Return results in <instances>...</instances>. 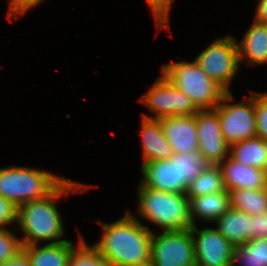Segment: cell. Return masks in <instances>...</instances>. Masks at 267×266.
<instances>
[{"label": "cell", "instance_id": "6da1fadb", "mask_svg": "<svg viewBox=\"0 0 267 266\" xmlns=\"http://www.w3.org/2000/svg\"><path fill=\"white\" fill-rule=\"evenodd\" d=\"M91 186L65 179L50 195L39 200L25 202L17 207V227L24 232L20 238L23 246H31L42 242L57 244L63 239L64 225L57 209L59 198L71 193L86 192Z\"/></svg>", "mask_w": 267, "mask_h": 266}, {"label": "cell", "instance_id": "7a4b0ae2", "mask_svg": "<svg viewBox=\"0 0 267 266\" xmlns=\"http://www.w3.org/2000/svg\"><path fill=\"white\" fill-rule=\"evenodd\" d=\"M129 211L112 223L99 222L101 238L94 246L112 266H150L152 231Z\"/></svg>", "mask_w": 267, "mask_h": 266}, {"label": "cell", "instance_id": "3957f363", "mask_svg": "<svg viewBox=\"0 0 267 266\" xmlns=\"http://www.w3.org/2000/svg\"><path fill=\"white\" fill-rule=\"evenodd\" d=\"M140 185L170 193H186L189 184L210 163L199 152L174 153L170 159L141 164Z\"/></svg>", "mask_w": 267, "mask_h": 266}, {"label": "cell", "instance_id": "277c9868", "mask_svg": "<svg viewBox=\"0 0 267 266\" xmlns=\"http://www.w3.org/2000/svg\"><path fill=\"white\" fill-rule=\"evenodd\" d=\"M137 193L139 217L147 219L163 231L188 230L192 227L186 193L164 192L145 185H139Z\"/></svg>", "mask_w": 267, "mask_h": 266}, {"label": "cell", "instance_id": "5b68a950", "mask_svg": "<svg viewBox=\"0 0 267 266\" xmlns=\"http://www.w3.org/2000/svg\"><path fill=\"white\" fill-rule=\"evenodd\" d=\"M65 178L43 169L21 166L0 168V195L16 207L50 195Z\"/></svg>", "mask_w": 267, "mask_h": 266}, {"label": "cell", "instance_id": "8992f818", "mask_svg": "<svg viewBox=\"0 0 267 266\" xmlns=\"http://www.w3.org/2000/svg\"><path fill=\"white\" fill-rule=\"evenodd\" d=\"M161 73L200 109H215L227 91L208 76L194 60L165 63Z\"/></svg>", "mask_w": 267, "mask_h": 266}, {"label": "cell", "instance_id": "52a82bcc", "mask_svg": "<svg viewBox=\"0 0 267 266\" xmlns=\"http://www.w3.org/2000/svg\"><path fill=\"white\" fill-rule=\"evenodd\" d=\"M195 61L208 76L230 92V84L240 67L234 36L227 35L214 40L199 53Z\"/></svg>", "mask_w": 267, "mask_h": 266}, {"label": "cell", "instance_id": "ba28073f", "mask_svg": "<svg viewBox=\"0 0 267 266\" xmlns=\"http://www.w3.org/2000/svg\"><path fill=\"white\" fill-rule=\"evenodd\" d=\"M239 103H229L234 96L227 92L214 109L220 121L223 137L229 146L256 136L254 92Z\"/></svg>", "mask_w": 267, "mask_h": 266}, {"label": "cell", "instance_id": "9c48e42d", "mask_svg": "<svg viewBox=\"0 0 267 266\" xmlns=\"http://www.w3.org/2000/svg\"><path fill=\"white\" fill-rule=\"evenodd\" d=\"M139 101L147 106L150 113L155 114L154 117H151L142 113V117L152 119L194 115L200 110L185 93L176 88L163 74L139 98Z\"/></svg>", "mask_w": 267, "mask_h": 266}, {"label": "cell", "instance_id": "30bf717a", "mask_svg": "<svg viewBox=\"0 0 267 266\" xmlns=\"http://www.w3.org/2000/svg\"><path fill=\"white\" fill-rule=\"evenodd\" d=\"M193 238L188 230L152 233L150 266H195Z\"/></svg>", "mask_w": 267, "mask_h": 266}, {"label": "cell", "instance_id": "8fae6325", "mask_svg": "<svg viewBox=\"0 0 267 266\" xmlns=\"http://www.w3.org/2000/svg\"><path fill=\"white\" fill-rule=\"evenodd\" d=\"M196 266H232L234 246L216 229L192 225Z\"/></svg>", "mask_w": 267, "mask_h": 266}, {"label": "cell", "instance_id": "7c38bea8", "mask_svg": "<svg viewBox=\"0 0 267 266\" xmlns=\"http://www.w3.org/2000/svg\"><path fill=\"white\" fill-rule=\"evenodd\" d=\"M198 151L212 165H219L229 156L230 146L225 141L219 116L214 109L199 110L195 114Z\"/></svg>", "mask_w": 267, "mask_h": 266}, {"label": "cell", "instance_id": "4fadbf2b", "mask_svg": "<svg viewBox=\"0 0 267 266\" xmlns=\"http://www.w3.org/2000/svg\"><path fill=\"white\" fill-rule=\"evenodd\" d=\"M173 153L198 151L197 125L194 115L170 116L159 119Z\"/></svg>", "mask_w": 267, "mask_h": 266}, {"label": "cell", "instance_id": "5bb4252c", "mask_svg": "<svg viewBox=\"0 0 267 266\" xmlns=\"http://www.w3.org/2000/svg\"><path fill=\"white\" fill-rule=\"evenodd\" d=\"M219 167L222 171L225 189H264L267 188V171L243 165L230 156L225 158Z\"/></svg>", "mask_w": 267, "mask_h": 266}, {"label": "cell", "instance_id": "9a60e30c", "mask_svg": "<svg viewBox=\"0 0 267 266\" xmlns=\"http://www.w3.org/2000/svg\"><path fill=\"white\" fill-rule=\"evenodd\" d=\"M143 163L170 159L174 154L159 119L142 118L140 127Z\"/></svg>", "mask_w": 267, "mask_h": 266}, {"label": "cell", "instance_id": "2e32d148", "mask_svg": "<svg viewBox=\"0 0 267 266\" xmlns=\"http://www.w3.org/2000/svg\"><path fill=\"white\" fill-rule=\"evenodd\" d=\"M238 46L239 62L247 60V65H264L267 63V24L253 21L245 32Z\"/></svg>", "mask_w": 267, "mask_h": 266}, {"label": "cell", "instance_id": "e0dca14e", "mask_svg": "<svg viewBox=\"0 0 267 266\" xmlns=\"http://www.w3.org/2000/svg\"><path fill=\"white\" fill-rule=\"evenodd\" d=\"M217 230L233 245H240L253 239L252 216L234 208L215 222Z\"/></svg>", "mask_w": 267, "mask_h": 266}, {"label": "cell", "instance_id": "ac0fdd59", "mask_svg": "<svg viewBox=\"0 0 267 266\" xmlns=\"http://www.w3.org/2000/svg\"><path fill=\"white\" fill-rule=\"evenodd\" d=\"M230 208V194L228 191L207 194L189 198L190 219L196 225V219L215 222Z\"/></svg>", "mask_w": 267, "mask_h": 266}, {"label": "cell", "instance_id": "d6986e66", "mask_svg": "<svg viewBox=\"0 0 267 266\" xmlns=\"http://www.w3.org/2000/svg\"><path fill=\"white\" fill-rule=\"evenodd\" d=\"M74 247L72 240L57 244H35L23 246L31 266H68L71 250Z\"/></svg>", "mask_w": 267, "mask_h": 266}, {"label": "cell", "instance_id": "ffe728a7", "mask_svg": "<svg viewBox=\"0 0 267 266\" xmlns=\"http://www.w3.org/2000/svg\"><path fill=\"white\" fill-rule=\"evenodd\" d=\"M229 156L237 162L267 171V142L252 137L230 146Z\"/></svg>", "mask_w": 267, "mask_h": 266}, {"label": "cell", "instance_id": "44dd1931", "mask_svg": "<svg viewBox=\"0 0 267 266\" xmlns=\"http://www.w3.org/2000/svg\"><path fill=\"white\" fill-rule=\"evenodd\" d=\"M230 207L251 216L267 213V188L229 191Z\"/></svg>", "mask_w": 267, "mask_h": 266}, {"label": "cell", "instance_id": "7402d4cb", "mask_svg": "<svg viewBox=\"0 0 267 266\" xmlns=\"http://www.w3.org/2000/svg\"><path fill=\"white\" fill-rule=\"evenodd\" d=\"M227 191L224 186L222 171L219 165L210 164L188 186V198Z\"/></svg>", "mask_w": 267, "mask_h": 266}, {"label": "cell", "instance_id": "603a6c76", "mask_svg": "<svg viewBox=\"0 0 267 266\" xmlns=\"http://www.w3.org/2000/svg\"><path fill=\"white\" fill-rule=\"evenodd\" d=\"M79 235L78 245L71 250L68 266H112L94 245H87L83 236Z\"/></svg>", "mask_w": 267, "mask_h": 266}, {"label": "cell", "instance_id": "cb8c5ba5", "mask_svg": "<svg viewBox=\"0 0 267 266\" xmlns=\"http://www.w3.org/2000/svg\"><path fill=\"white\" fill-rule=\"evenodd\" d=\"M236 264L239 266H267L260 260L259 238L234 246L232 266Z\"/></svg>", "mask_w": 267, "mask_h": 266}, {"label": "cell", "instance_id": "d4e9b609", "mask_svg": "<svg viewBox=\"0 0 267 266\" xmlns=\"http://www.w3.org/2000/svg\"><path fill=\"white\" fill-rule=\"evenodd\" d=\"M256 136L267 142V92H254Z\"/></svg>", "mask_w": 267, "mask_h": 266}, {"label": "cell", "instance_id": "484cf974", "mask_svg": "<svg viewBox=\"0 0 267 266\" xmlns=\"http://www.w3.org/2000/svg\"><path fill=\"white\" fill-rule=\"evenodd\" d=\"M22 242L7 228L0 229V264L8 262L22 250Z\"/></svg>", "mask_w": 267, "mask_h": 266}, {"label": "cell", "instance_id": "4316f807", "mask_svg": "<svg viewBox=\"0 0 267 266\" xmlns=\"http://www.w3.org/2000/svg\"><path fill=\"white\" fill-rule=\"evenodd\" d=\"M149 8L154 14L156 29H170L169 16L173 0H147Z\"/></svg>", "mask_w": 267, "mask_h": 266}, {"label": "cell", "instance_id": "83f0119b", "mask_svg": "<svg viewBox=\"0 0 267 266\" xmlns=\"http://www.w3.org/2000/svg\"><path fill=\"white\" fill-rule=\"evenodd\" d=\"M44 0H8L7 19L12 22V19H18L23 16L31 8L38 6Z\"/></svg>", "mask_w": 267, "mask_h": 266}, {"label": "cell", "instance_id": "f1b7e54d", "mask_svg": "<svg viewBox=\"0 0 267 266\" xmlns=\"http://www.w3.org/2000/svg\"><path fill=\"white\" fill-rule=\"evenodd\" d=\"M17 224V207L10 201L0 195V229L5 225Z\"/></svg>", "mask_w": 267, "mask_h": 266}, {"label": "cell", "instance_id": "f546056e", "mask_svg": "<svg viewBox=\"0 0 267 266\" xmlns=\"http://www.w3.org/2000/svg\"><path fill=\"white\" fill-rule=\"evenodd\" d=\"M253 239L267 237V213L252 216Z\"/></svg>", "mask_w": 267, "mask_h": 266}, {"label": "cell", "instance_id": "4dcf8cb0", "mask_svg": "<svg viewBox=\"0 0 267 266\" xmlns=\"http://www.w3.org/2000/svg\"><path fill=\"white\" fill-rule=\"evenodd\" d=\"M0 266H31L27 254L21 250L15 257L8 262L0 264Z\"/></svg>", "mask_w": 267, "mask_h": 266}, {"label": "cell", "instance_id": "1f68e13d", "mask_svg": "<svg viewBox=\"0 0 267 266\" xmlns=\"http://www.w3.org/2000/svg\"><path fill=\"white\" fill-rule=\"evenodd\" d=\"M255 21L267 24V0H259L256 5Z\"/></svg>", "mask_w": 267, "mask_h": 266}, {"label": "cell", "instance_id": "d6a6232c", "mask_svg": "<svg viewBox=\"0 0 267 266\" xmlns=\"http://www.w3.org/2000/svg\"><path fill=\"white\" fill-rule=\"evenodd\" d=\"M259 256L260 260L267 265V237L259 238Z\"/></svg>", "mask_w": 267, "mask_h": 266}]
</instances>
